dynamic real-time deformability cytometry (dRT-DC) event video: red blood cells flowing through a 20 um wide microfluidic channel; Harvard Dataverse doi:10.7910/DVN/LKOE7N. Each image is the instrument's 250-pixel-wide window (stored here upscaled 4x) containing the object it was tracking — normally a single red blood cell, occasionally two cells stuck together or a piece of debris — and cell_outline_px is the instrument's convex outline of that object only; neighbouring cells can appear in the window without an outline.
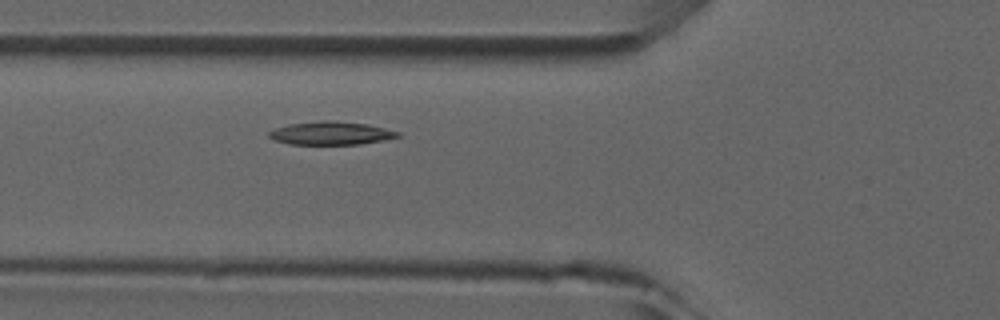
{"species": "common noctule bat (a hibernating species)", "species_latin": "Nyctalus noctula", "temperature_condition": "room temperature", "stored_images_in_passage": 4, "camera_frame_rate_fps": 3000, "um_per_image_px": 0.085, "animal": {"sex": "male", "forearm_length_mm": 52.5}, "frame": {"image": 1, "passage_image": 4, "time_ms": 3.333, "image_size_px": [1000, 320], "cell_outline_px": [[400, 136], [384, 140], [360, 144], [288, 144], [276, 140], [268, 136], [268, 132], [276, 128], [288, 124], [324, 120], [328, 120], [368, 124], [400, 132]], "centroid_in_image_um": [28.13, 11.32], "position_along_channel_um": 97.7, "area_um2": 17.28}}